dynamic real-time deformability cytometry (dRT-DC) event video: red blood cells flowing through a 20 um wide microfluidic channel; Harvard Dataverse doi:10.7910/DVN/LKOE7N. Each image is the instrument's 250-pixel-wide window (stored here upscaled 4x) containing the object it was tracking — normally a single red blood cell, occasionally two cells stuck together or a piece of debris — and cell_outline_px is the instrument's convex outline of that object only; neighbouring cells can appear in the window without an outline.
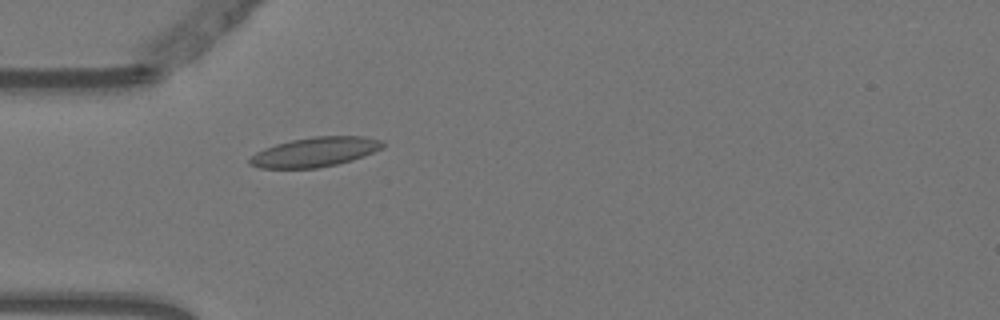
{"species": "Egyptian fruit bat (a non-hibernating species)", "species_latin": "Rousettus aegyptiacus", "temperature_condition": "warm", "stored_images_in_passage": 39, "camera_frame_rate_fps": 3000, "um_per_image_px": 0.085, "animal": {"sex": "female"}, "frame": {"image": 1, "passage_image": 1, "time_ms": 0.0, "image_size_px": [1000, 320], "cell_outline_px": [[384, 148], [364, 156], [352, 160], [336, 164], [316, 168], [260, 168], [248, 164], [248, 160], [256, 152], [264, 148], [276, 144], [292, 140], [316, 136], [364, 136], [384, 140]], "centroid_in_image_um": [26.8, 12.91], "position_along_channel_um": 58.2, "area_um2": 22.95}}
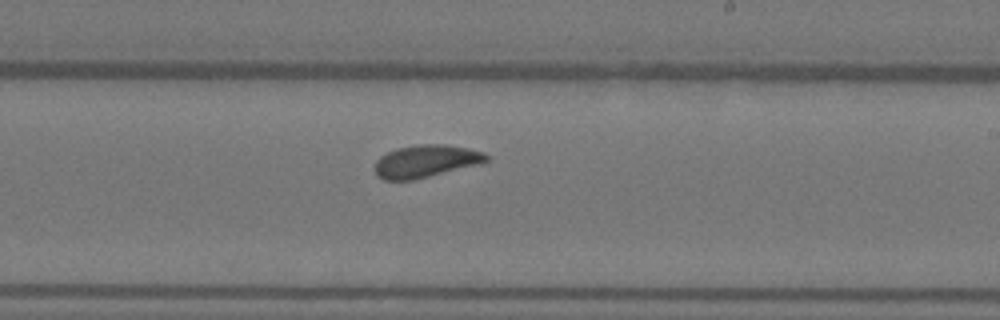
{"frame": {"image": 2, "passage_image": 17, "time_ms": 5.333, "image_size_px": [1000, 320], "cell_outline_px": [[488, 160], [480, 164], [412, 180], [384, 180], [376, 176], [376, 160], [380, 156], [396, 148], [416, 144], [444, 144], [468, 148], [484, 152], [488, 156]], "centroid_in_image_um": [36.19, 13.69], "position_along_channel_um": 252.8, "area_um2": 21.1}}
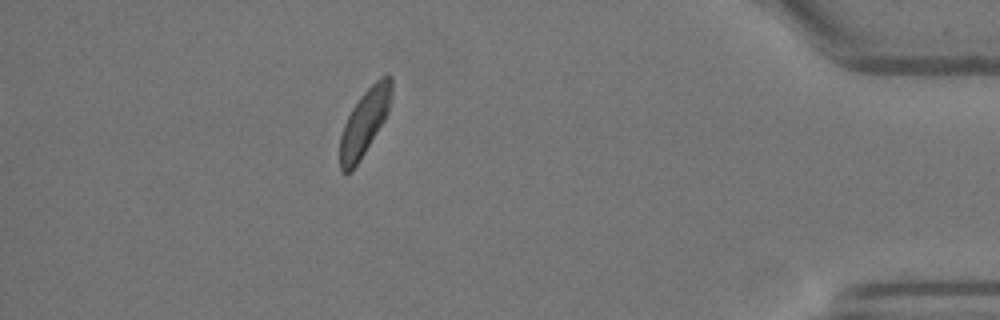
{"frame": {"image": 3, "passage_image": 33, "time_ms": 10.667, "image_size_px": [1000, 320], "cell_outline_px": [[392, 92], [388, 112], [384, 120], [352, 172], [340, 172], [340, 136], [344, 124], [352, 108], [360, 96], [380, 76], [388, 72], [392, 76]], "centroid_in_image_um": [30.99, 10.36], "position_along_channel_um": 404.2, "area_um2": 19.77}, "authors_computed_cell_mechanics": {"area_um2": 20.6924, "velocity_mm_per_s": 3.7154, "shape_relaxation_time_tau1_ms": 3.8988, "shape_relaxation_time_tau2_ms": 1.2142, "deformation_change_tau1": 0.0955, "deformation_change_tau2": 0.0478}}